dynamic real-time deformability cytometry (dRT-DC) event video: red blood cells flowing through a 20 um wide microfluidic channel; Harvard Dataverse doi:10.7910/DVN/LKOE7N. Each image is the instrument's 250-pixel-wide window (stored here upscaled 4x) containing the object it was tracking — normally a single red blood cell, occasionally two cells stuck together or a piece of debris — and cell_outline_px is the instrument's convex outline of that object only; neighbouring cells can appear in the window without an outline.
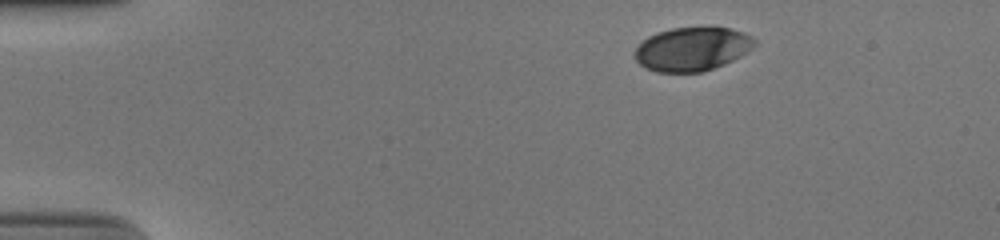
{"species": "human", "species_latin": "Homo sapiens", "temperature_condition": "cold", "stored_images_in_passage": 38, "camera_frame_rate_fps": 3000, "um_per_image_px": 0.085, "donor": {"sex": "male"}, "frame": {"image": 1, "passage_image": 1, "time_ms": 0.0, "image_size_px": [1000, 240], "cell_outline_px": [[756, 44], [748, 52], [724, 64], [704, 72], [656, 72], [644, 68], [632, 56], [636, 48], [648, 36], [672, 28], [728, 28], [744, 32], [752, 36], [756, 40]], "centroid_in_image_um": [58.83, 4.18], "position_along_channel_um": 26.2, "area_um2": 30.52}}
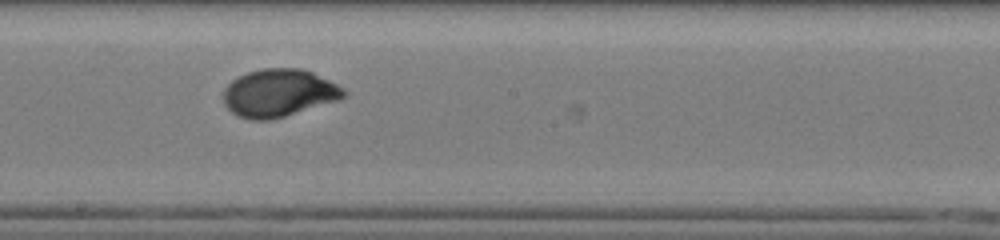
{"frame": {"image": 2, "passage_image": 23, "time_ms": 7.333, "image_size_px": [1000, 240], "cell_outline_px": [[348, 96], [340, 100], [272, 120], [248, 120], [236, 116], [224, 104], [224, 88], [232, 80], [248, 72], [264, 68], [300, 68], [312, 72], [344, 88], [348, 92]], "centroid_in_image_um": [23.72, 7.92], "position_along_channel_um": 224.5, "area_um2": 33.7}}
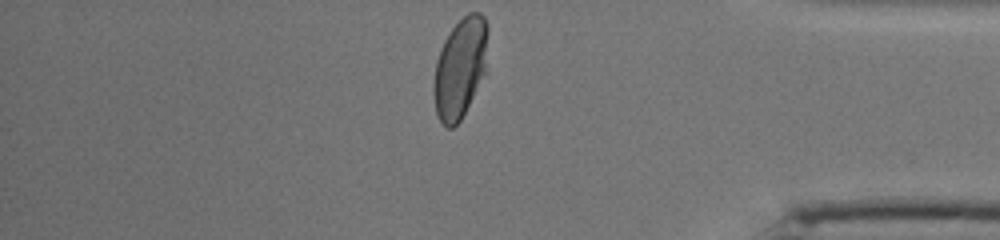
{"frame": {"image": 3, "passage_image": 38, "time_ms": 12.333, "image_size_px": [1000, 240], "cell_outline_px": [[488, 72], [460, 120], [452, 128], [448, 128], [440, 120], [436, 112], [432, 88], [432, 84], [436, 60], [440, 48], [444, 40], [452, 28], [468, 12], [480, 12], [484, 16], [488, 24]], "centroid_in_image_um": [39.15, 5.75], "position_along_channel_um": 396.0, "area_um2": 32.48}, "authors_computed_cell_mechanics": {"area_um2": 32.657, "velocity_mm_per_s": 3.8848, "shape_relaxation_time_tau1_ms": 3.444, "shape_relaxation_time_tau2_ms": null, "deformation_change_tau1": 0.1611, "deformation_change_tau2": null}}